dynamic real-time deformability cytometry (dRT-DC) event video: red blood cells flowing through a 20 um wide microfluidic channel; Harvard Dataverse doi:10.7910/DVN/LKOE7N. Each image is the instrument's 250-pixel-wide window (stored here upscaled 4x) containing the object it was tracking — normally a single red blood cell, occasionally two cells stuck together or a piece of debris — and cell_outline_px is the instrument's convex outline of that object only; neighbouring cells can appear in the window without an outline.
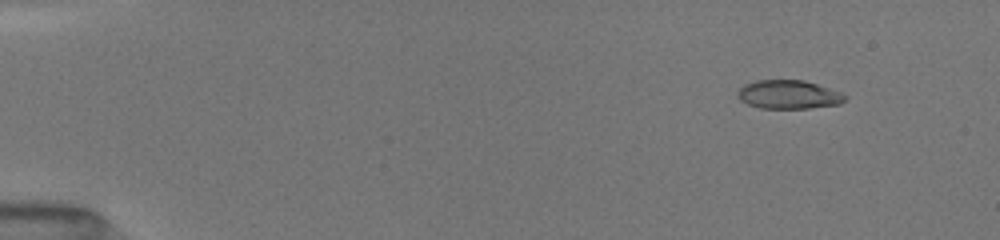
{"species": "common noctule bat (a hibernating species)", "species_latin": "Nyctalus noctula", "temperature_condition": "room temperature", "stored_images_in_passage": 65, "camera_frame_rate_fps": 3000, "um_per_image_px": 0.085, "animal": {"sex": "female", "body_mass_g": 19.5, "forearm_length_mm": 54.1}, "frame": {"image": 1, "passage_image": 3, "time_ms": 0.667, "image_size_px": [1000, 240], "cell_outline_px": [[848, 96], [840, 104], [808, 108], [760, 108], [748, 104], [740, 100], [736, 96], [736, 92], [744, 84], [756, 80], [804, 80], [840, 92]], "centroid_in_image_um": [66.99, 8.03], "position_along_channel_um": 18.0, "area_um2": 17.92}}
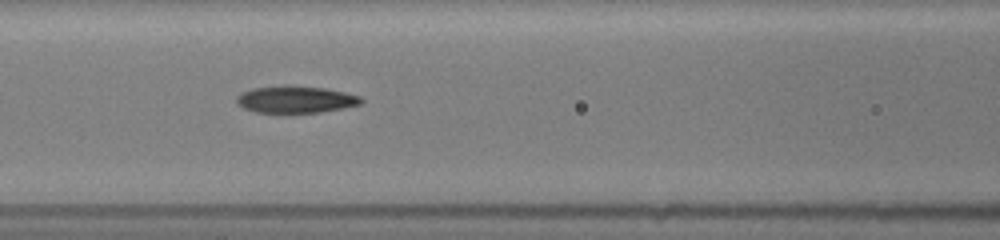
{"frame": {"image": 2, "passage_image": 27, "time_ms": 6.667, "image_size_px": [1000, 240], "cell_outline_px": [[364, 100], [360, 104], [320, 112], [256, 112], [244, 108], [236, 104], [236, 96], [252, 88], [324, 88], [344, 92], [360, 96]], "centroid_in_image_um": [25.13, 8.49], "position_along_channel_um": 141.5, "area_um2": 18.5}}
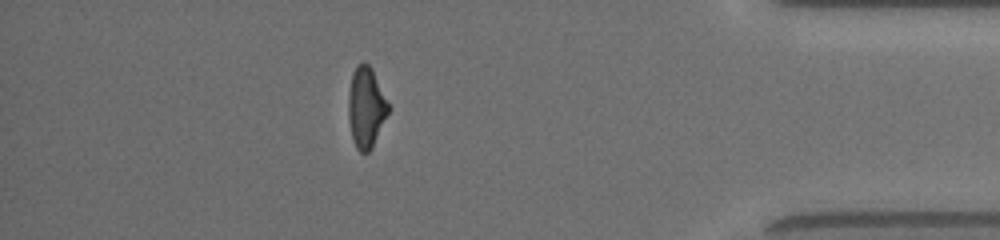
{"frame": {"image": 3, "passage_image": 57, "time_ms": 14.0, "image_size_px": [1000, 240], "cell_outline_px": [[388, 112], [372, 148], [368, 152], [360, 152], [356, 148], [352, 140], [348, 120], [348, 92], [352, 72], [356, 64], [364, 60], [372, 68], [388, 104]], "centroid_in_image_um": [31.07, 9.1], "position_along_channel_um": 404.1, "area_um2": 18.84}, "authors_computed_cell_mechanics": {"area_um2": 18.8428, "velocity_mm_per_s": 4.0634, "shape_relaxation_time_tau1_ms": 8.6025, "shape_relaxation_time_tau2_ms": 2.7581, "deformation_change_tau1": 0.2351, "deformation_change_tau2": 0.1067}}